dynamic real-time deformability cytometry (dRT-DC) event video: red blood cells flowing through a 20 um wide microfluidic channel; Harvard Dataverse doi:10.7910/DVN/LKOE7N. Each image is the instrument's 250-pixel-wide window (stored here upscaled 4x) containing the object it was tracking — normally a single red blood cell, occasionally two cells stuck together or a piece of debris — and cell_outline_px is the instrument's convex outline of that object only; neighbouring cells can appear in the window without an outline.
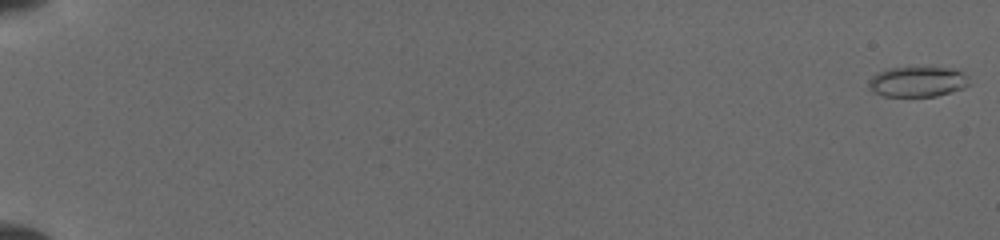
{"species": "common noctule bat (a hibernating species)", "species_latin": "Nyctalus noctula", "temperature_condition": "cold", "stored_images_in_passage": 8, "camera_frame_rate_fps": 3000, "um_per_image_px": 0.085, "animal": {"sex": "female", "body_mass_g": 19.5, "forearm_length_mm": 54.1}, "frame": {"image": 1, "passage_image": 1, "time_ms": 0.0, "image_size_px": [1000, 240], "cell_outline_px": [[968, 84], [964, 88], [936, 96], [884, 96], [876, 92], [868, 84], [868, 80], [876, 72], [888, 68], [948, 68], [960, 72], [968, 76]], "centroid_in_image_um": [77.97, 6.95], "position_along_channel_um": 7.0, "area_um2": 17.4}}